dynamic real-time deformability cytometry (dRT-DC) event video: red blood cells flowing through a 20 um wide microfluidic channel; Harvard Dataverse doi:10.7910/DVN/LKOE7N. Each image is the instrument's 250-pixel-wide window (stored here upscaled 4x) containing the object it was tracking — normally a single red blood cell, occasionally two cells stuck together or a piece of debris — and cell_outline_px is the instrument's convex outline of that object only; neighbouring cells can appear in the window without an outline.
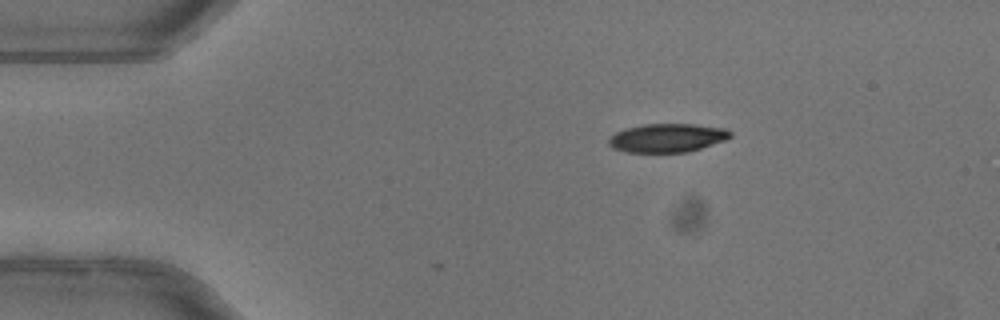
{"species": "common noctule bat (a hibernating species)", "species_latin": "Nyctalus noctula", "temperature_condition": "warm", "stored_images_in_passage": 4, "camera_frame_rate_fps": 3000, "um_per_image_px": 0.085, "animal": {"sex": "female"}, "frame": {"image": 1, "passage_image": 1, "time_ms": 0.0, "image_size_px": [1000, 320], "cell_outline_px": [[732, 136], [728, 140], [688, 152], [624, 152], [612, 148], [608, 144], [608, 140], [616, 132], [624, 128], [644, 124], [696, 124], [724, 128], [732, 132]], "centroid_in_image_um": [56.74, 11.72], "position_along_channel_um": 28.3, "area_um2": 20.52}}